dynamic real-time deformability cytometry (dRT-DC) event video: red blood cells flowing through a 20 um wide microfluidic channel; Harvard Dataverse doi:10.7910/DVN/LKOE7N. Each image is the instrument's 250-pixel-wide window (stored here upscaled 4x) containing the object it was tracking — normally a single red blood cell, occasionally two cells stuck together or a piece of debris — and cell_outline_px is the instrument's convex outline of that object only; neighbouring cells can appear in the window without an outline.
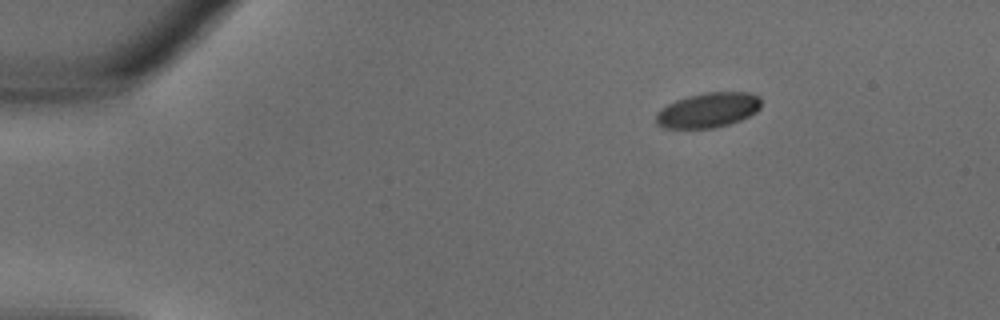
{"species": "common noctule bat (a hibernating species)", "species_latin": "Nyctalus noctula", "temperature_condition": "warm", "stored_images_in_passage": 30, "camera_frame_rate_fps": 3000, "um_per_image_px": 0.085, "animal": {"sex": "male", "body_mass_g": 18.8}, "frame": {"image": 1, "passage_image": 1, "time_ms": 0.0, "image_size_px": [1000, 320], "cell_outline_px": [[760, 108], [756, 112], [740, 120], [728, 124], [712, 128], [664, 128], [656, 124], [656, 112], [660, 108], [676, 100], [688, 96], [708, 92], [748, 92], [760, 96]], "centroid_in_image_um": [60.17, 9.36], "position_along_channel_um": 24.8, "area_um2": 21.39}}
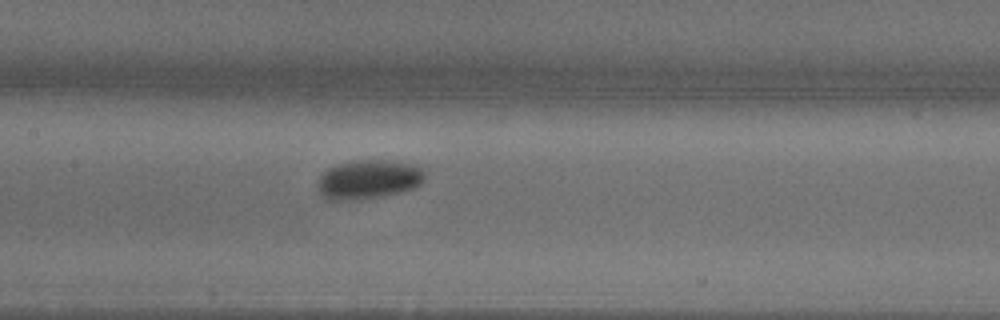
{"frame": {"image": 2, "passage_image": 13, "time_ms": 4.0, "image_size_px": [1000, 320], "cell_outline_px": [[424, 180], [420, 184], [412, 188], [400, 192], [384, 196], [352, 200], [328, 200], [320, 192], [320, 176], [328, 168], [340, 164], [356, 160], [384, 160], [412, 164], [420, 168], [424, 172]], "centroid_in_image_um": [31.34, 15.25], "position_along_channel_um": 176.1, "area_um2": 23.99}}
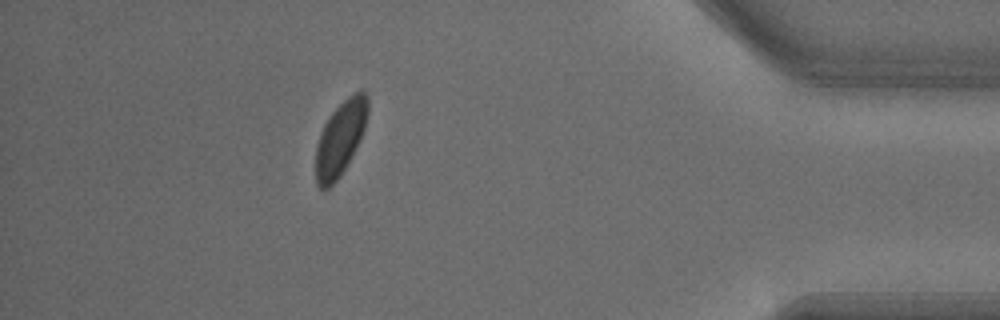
{"frame": {"image": 3, "passage_image": 27, "time_ms": 8.667, "image_size_px": [1000, 320], "cell_outline_px": [[368, 112], [364, 128], [360, 140], [340, 176], [328, 188], [320, 188], [316, 184], [316, 148], [324, 124], [332, 112], [348, 96], [360, 88], [368, 96]], "centroid_in_image_um": [28.94, 11.72], "position_along_channel_um": 406.3, "area_um2": 22.2}}